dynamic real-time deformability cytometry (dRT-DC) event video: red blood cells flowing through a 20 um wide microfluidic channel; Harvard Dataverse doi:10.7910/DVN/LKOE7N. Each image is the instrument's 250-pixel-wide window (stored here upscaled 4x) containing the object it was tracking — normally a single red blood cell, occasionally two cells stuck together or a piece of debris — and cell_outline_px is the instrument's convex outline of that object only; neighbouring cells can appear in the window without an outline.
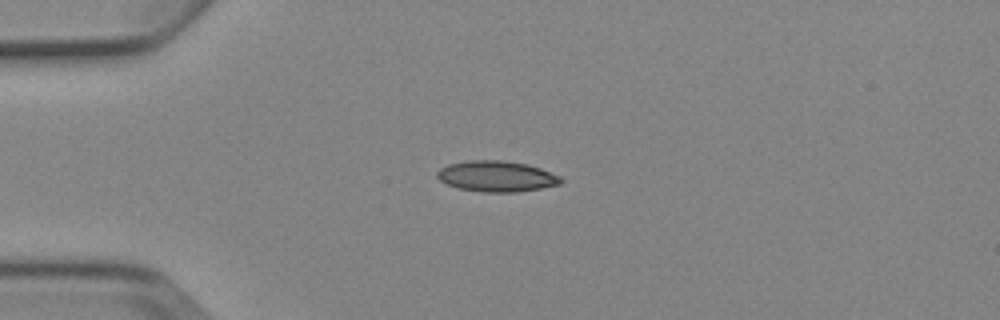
{"species": "Egyptian fruit bat (a non-hibernating species)", "species_latin": "Rousettus aegyptiacus", "temperature_condition": "cold", "stored_images_in_passage": 7, "camera_frame_rate_fps": 3000, "um_per_image_px": 0.085, "animal": {"sex": "female"}, "frame": {"image": 1, "passage_image": 1, "time_ms": 0.0, "image_size_px": [1000, 320], "cell_outline_px": [[564, 180], [560, 184], [540, 188], [516, 192], [484, 192], [456, 188], [440, 180], [436, 176], [436, 172], [440, 168], [448, 164], [468, 160], [500, 160], [528, 164], [540, 168], [560, 176]], "centroid_in_image_um": [42.19, 14.98], "position_along_channel_um": 42.8, "area_um2": 22.25}}
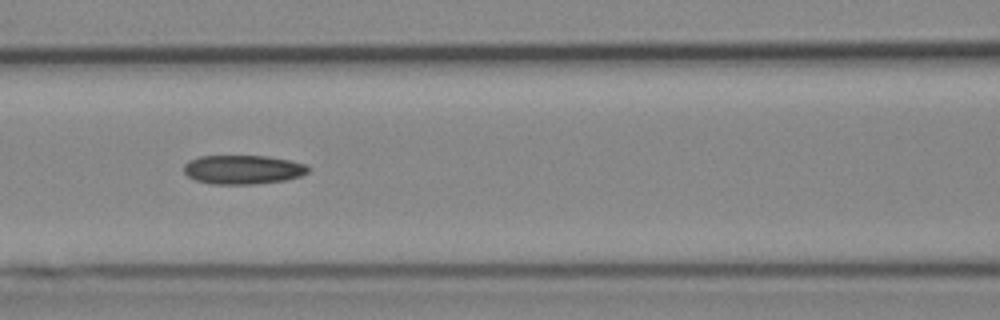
{"frame": {"image": 2, "passage_image": 4, "time_ms": 3.333, "image_size_px": [1000, 320], "cell_outline_px": [[312, 168], [308, 172], [300, 176], [284, 180], [256, 184], [212, 184], [196, 180], [188, 176], [184, 172], [184, 164], [188, 160], [200, 156], [268, 156], [288, 160], [304, 164]], "centroid_in_image_um": [20.64, 14.41], "position_along_channel_um": 146.0, "area_um2": 21.04}}
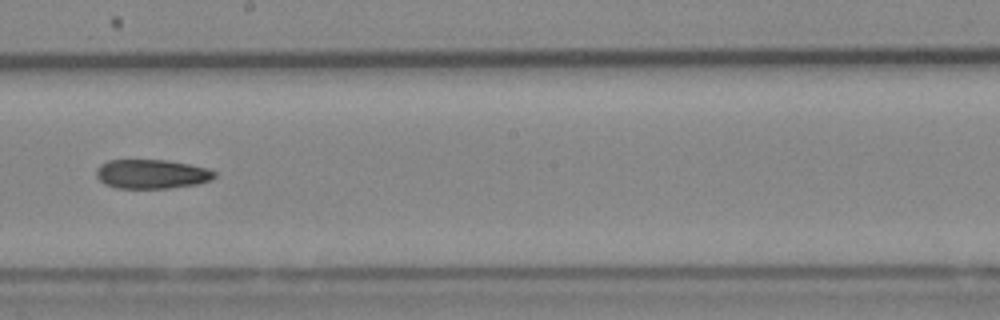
{"frame": {"image": 3, "passage_image": 6, "time_ms": 5.667, "image_size_px": [1000, 320], "cell_outline_px": [[216, 176], [212, 180], [196, 184], [168, 188], [116, 188], [104, 184], [96, 176], [96, 168], [100, 164], [108, 160], [168, 160], [208, 168], [216, 172]], "centroid_in_image_um": [12.88, 14.79], "position_along_channel_um": 235.3, "area_um2": 20.23}}